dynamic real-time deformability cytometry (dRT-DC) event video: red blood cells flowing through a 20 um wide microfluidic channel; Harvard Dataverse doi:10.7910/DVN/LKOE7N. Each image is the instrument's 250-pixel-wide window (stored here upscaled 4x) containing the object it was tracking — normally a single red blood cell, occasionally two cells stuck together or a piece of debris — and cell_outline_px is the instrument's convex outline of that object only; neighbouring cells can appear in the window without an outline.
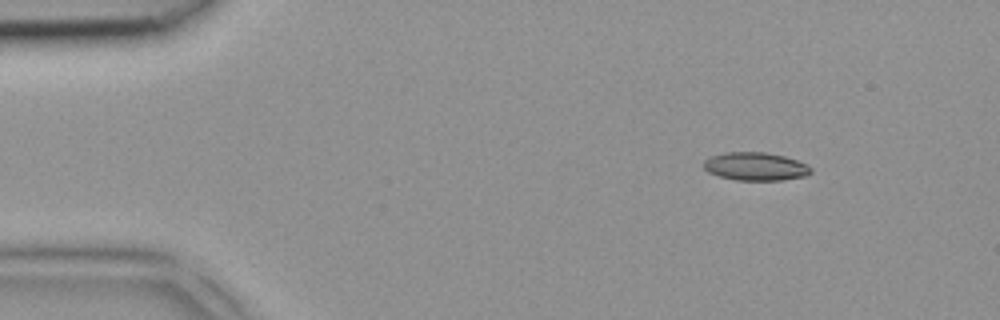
{"species": "common noctule bat (a hibernating species)", "species_latin": "Nyctalus noctula", "temperature_condition": "room temperature", "stored_images_in_passage": 3, "camera_frame_rate_fps": 3000, "um_per_image_px": 0.085, "animal": {"sex": "female", "body_mass_g": 18.4}, "frame": {"image": 1, "passage_image": 1, "time_ms": 0.0, "image_size_px": [1000, 320], "cell_outline_px": [[812, 172], [804, 176], [780, 180], [736, 180], [720, 176], [708, 172], [704, 168], [704, 160], [712, 156], [724, 152], [764, 152], [784, 156], [808, 164], [812, 168]], "centroid_in_image_um": [64.23, 14.14], "position_along_channel_um": 20.8, "area_um2": 17.51}}
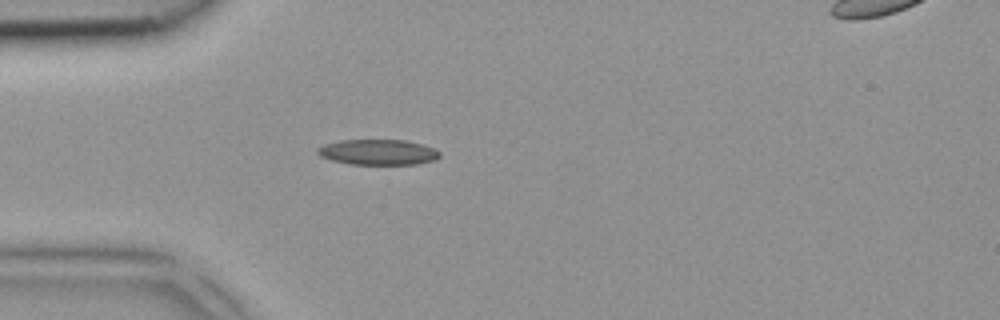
{"frame": {"image": 2, "passage_image": 3, "time_ms": 0.667, "image_size_px": [1000, 320], "cell_outline_px": [[440, 156], [436, 160], [416, 164], [352, 164], [332, 160], [320, 156], [316, 152], [316, 148], [324, 144], [340, 140], [404, 140], [424, 144], [440, 152]], "centroid_in_image_um": [32.13, 12.93], "position_along_channel_um": 52.9, "area_um2": 18.15}}